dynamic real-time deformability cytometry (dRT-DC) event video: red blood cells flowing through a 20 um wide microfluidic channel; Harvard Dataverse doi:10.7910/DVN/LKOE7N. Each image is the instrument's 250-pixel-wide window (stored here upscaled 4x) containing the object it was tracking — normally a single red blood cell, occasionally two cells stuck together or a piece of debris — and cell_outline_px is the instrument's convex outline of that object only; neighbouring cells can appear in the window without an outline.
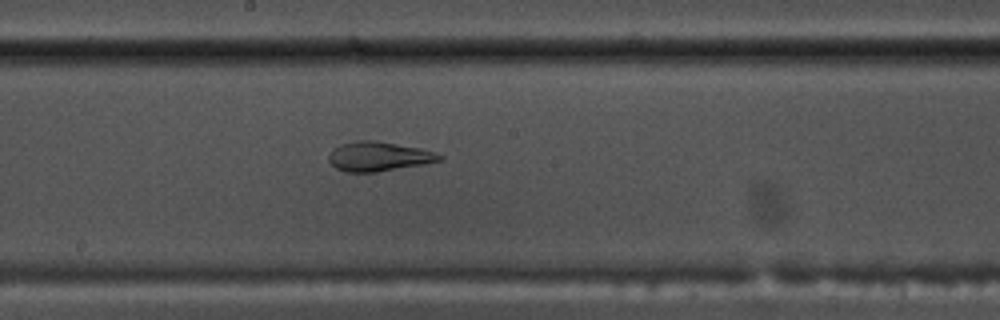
{"species": "common noctule bat (a hibernating species)", "species_latin": "Nyctalus noctula", "temperature_condition": "warm", "stored_images_in_passage": 54, "camera_frame_rate_fps": 3000, "um_per_image_px": 0.085, "animal": {"sex": "male", "body_mass_g": 17.5, "forearm_length_mm": 52.3}, "frame": {"image": 1, "passage_image": 29, "time_ms": 9.333, "image_size_px": [1000, 320], "cell_outline_px": [[444, 156], [440, 160], [424, 164], [376, 172], [344, 172], [336, 168], [328, 160], [328, 156], [340, 144], [356, 140], [372, 140], [420, 148], [436, 152]], "centroid_in_image_um": [32.18, 13.3], "position_along_channel_um": 216.0, "area_um2": 18.84}}
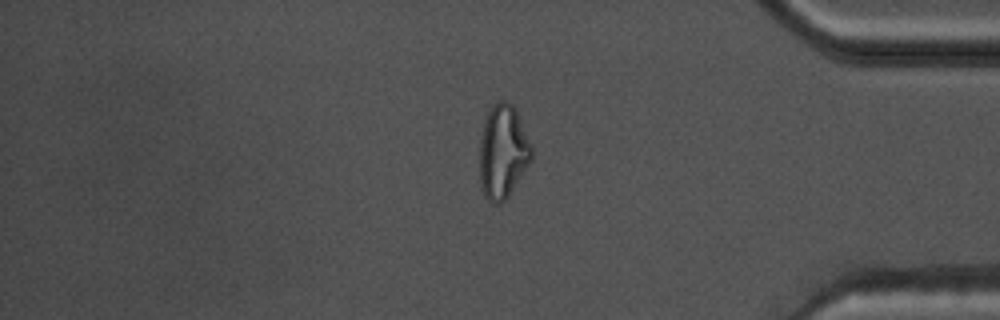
{"frame": {"image": 2, "passage_image": 45, "time_ms": 14.667, "image_size_px": [1000, 320], "cell_outline_px": [[532, 160], [508, 196], [500, 204], [492, 204], [484, 196], [480, 184], [480, 140], [484, 120], [492, 104], [500, 100], [508, 100], [516, 108], [532, 148]], "centroid_in_image_um": [42.74, 12.88], "position_along_channel_um": 392.5, "area_um2": 28.55}}
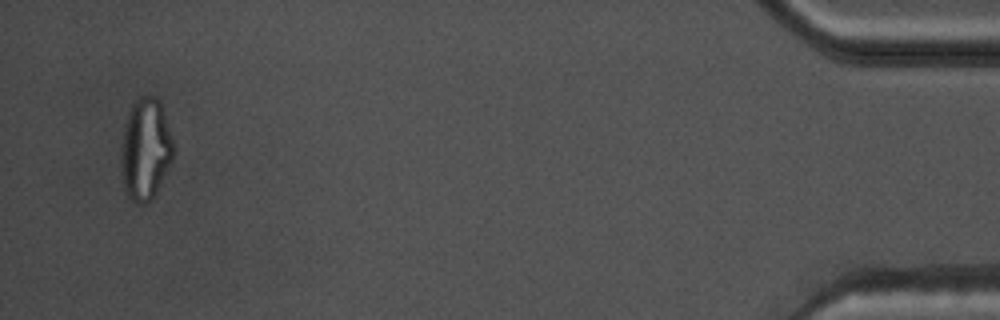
{"frame": {"image": 3, "passage_image": 52, "time_ms": 17.0, "image_size_px": [1000, 320], "cell_outline_px": [[176, 148], [168, 172], [152, 200], [148, 204], [136, 204], [124, 192], [120, 164], [120, 148], [124, 124], [128, 112], [132, 104], [140, 96], [156, 96], [160, 100]], "centroid_in_image_um": [12.37, 12.72], "position_along_channel_um": 422.8, "area_um2": 32.08}}